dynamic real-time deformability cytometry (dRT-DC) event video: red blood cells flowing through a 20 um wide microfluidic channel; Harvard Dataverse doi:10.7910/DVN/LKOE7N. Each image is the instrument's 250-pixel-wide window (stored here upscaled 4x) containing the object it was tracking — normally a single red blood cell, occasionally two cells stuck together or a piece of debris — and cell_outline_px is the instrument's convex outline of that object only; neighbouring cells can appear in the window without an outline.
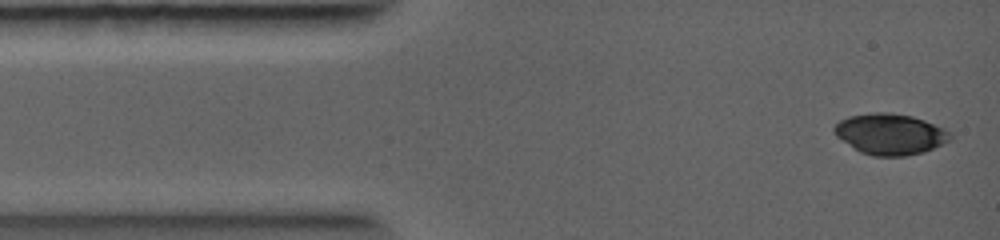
{"species": "common noctule bat (a hibernating species)", "species_latin": "Nyctalus noctula", "temperature_condition": "warm", "stored_images_in_passage": 6, "camera_frame_rate_fps": 5000, "um_per_image_px": 0.085, "animal": {"sex": "female", "body_mass_g": 19.0, "forearm_length_mm": 56.7}, "frame": {"image": 1, "passage_image": 1, "time_ms": 0.0, "image_size_px": [1000, 240], "cell_outline_px": [[952, 140], [924, 152], [904, 156], [872, 156], [860, 152], [836, 136], [832, 132], [832, 128], [840, 120], [848, 116], [872, 112], [892, 112], [912, 116], [924, 120], [944, 128], [952, 136]], "centroid_in_image_um": [75.65, 11.39], "position_along_channel_um": 9.4, "area_um2": 27.86}}
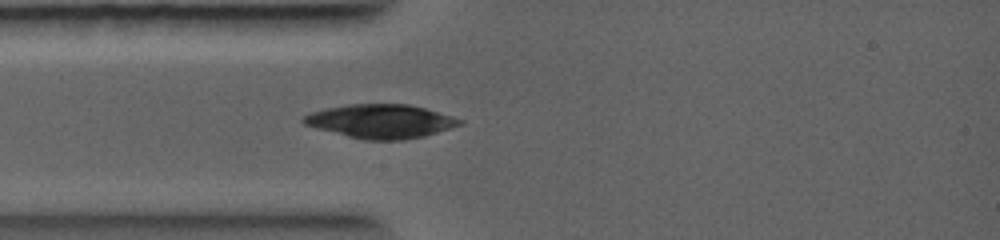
{"frame": {"image": 2, "passage_image": 6, "time_ms": 1.8, "image_size_px": [1000, 240], "cell_outline_px": [[464, 124], [424, 136], [404, 140], [364, 140], [316, 128], [304, 124], [300, 120], [304, 116], [312, 112], [328, 108], [348, 104], [408, 104], [424, 108], [452, 116], [464, 120]], "centroid_in_image_um": [32.39, 10.31], "position_along_channel_um": 52.6, "area_um2": 30.63}}